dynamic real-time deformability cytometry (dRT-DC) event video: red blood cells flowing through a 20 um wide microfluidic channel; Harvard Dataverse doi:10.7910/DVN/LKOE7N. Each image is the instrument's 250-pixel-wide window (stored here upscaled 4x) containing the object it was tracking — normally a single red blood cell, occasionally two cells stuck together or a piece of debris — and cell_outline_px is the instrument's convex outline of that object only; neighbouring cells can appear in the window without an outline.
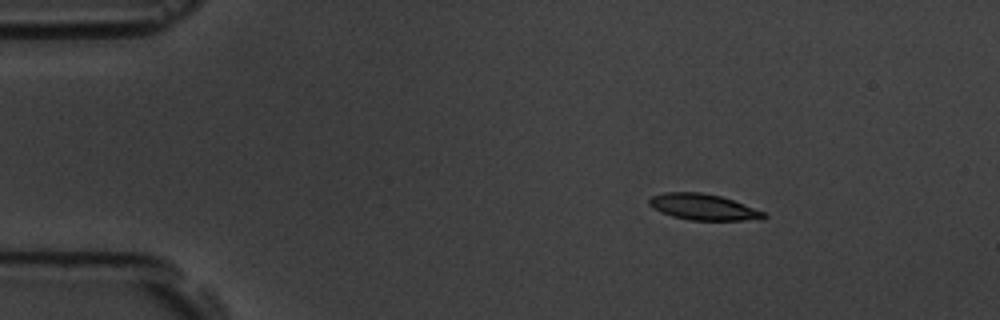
{"species": "common noctule bat (a hibernating species)", "species_latin": "Nyctalus noctula", "temperature_condition": "room temperature", "stored_images_in_passage": 4, "camera_frame_rate_fps": 3000, "um_per_image_px": 0.085, "animal": {"sex": "male", "body_mass_g": 19.5, "forearm_length_mm": 54.6}, "frame": {"image": 1, "passage_image": 2, "time_ms": 1.667, "image_size_px": [1000, 320], "cell_outline_px": [[768, 216], [764, 220], [692, 220], [672, 216], [660, 212], [652, 208], [648, 204], [648, 200], [652, 196], [664, 192], [700, 192], [720, 196], [768, 212]], "centroid_in_image_um": [59.83, 17.6], "position_along_channel_um": 25.2, "area_um2": 17.63}}
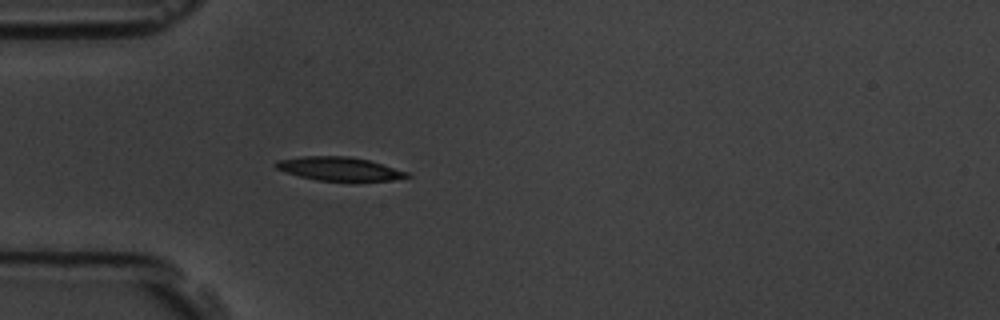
{"frame": {"image": 2, "passage_image": 4, "time_ms": 4.333, "image_size_px": [1000, 320], "cell_outline_px": [[412, 176], [392, 180], [316, 180], [284, 172], [276, 168], [272, 164], [276, 160], [300, 156], [348, 156], [368, 160], [408, 172]], "centroid_in_image_um": [28.76, 14.33], "position_along_channel_um": 56.2, "area_um2": 17.86}}